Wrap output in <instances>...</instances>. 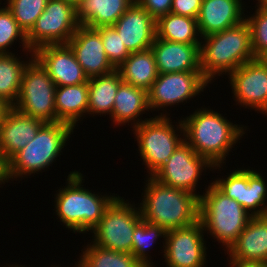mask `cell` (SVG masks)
I'll return each instance as SVG.
<instances>
[{
    "label": "cell",
    "instance_id": "obj_37",
    "mask_svg": "<svg viewBox=\"0 0 267 267\" xmlns=\"http://www.w3.org/2000/svg\"><path fill=\"white\" fill-rule=\"evenodd\" d=\"M202 0H172L171 13L197 19Z\"/></svg>",
    "mask_w": 267,
    "mask_h": 267
},
{
    "label": "cell",
    "instance_id": "obj_13",
    "mask_svg": "<svg viewBox=\"0 0 267 267\" xmlns=\"http://www.w3.org/2000/svg\"><path fill=\"white\" fill-rule=\"evenodd\" d=\"M203 224L200 220L192 225L166 232L162 246L167 267L206 266V243ZM205 264V265H204Z\"/></svg>",
    "mask_w": 267,
    "mask_h": 267
},
{
    "label": "cell",
    "instance_id": "obj_29",
    "mask_svg": "<svg viewBox=\"0 0 267 267\" xmlns=\"http://www.w3.org/2000/svg\"><path fill=\"white\" fill-rule=\"evenodd\" d=\"M77 267H144L131 253L105 249L88 244L82 251Z\"/></svg>",
    "mask_w": 267,
    "mask_h": 267
},
{
    "label": "cell",
    "instance_id": "obj_39",
    "mask_svg": "<svg viewBox=\"0 0 267 267\" xmlns=\"http://www.w3.org/2000/svg\"><path fill=\"white\" fill-rule=\"evenodd\" d=\"M230 267H267L266 262L229 260Z\"/></svg>",
    "mask_w": 267,
    "mask_h": 267
},
{
    "label": "cell",
    "instance_id": "obj_30",
    "mask_svg": "<svg viewBox=\"0 0 267 267\" xmlns=\"http://www.w3.org/2000/svg\"><path fill=\"white\" fill-rule=\"evenodd\" d=\"M259 172L243 169L242 206L251 216L267 215V184ZM251 212V213H250Z\"/></svg>",
    "mask_w": 267,
    "mask_h": 267
},
{
    "label": "cell",
    "instance_id": "obj_44",
    "mask_svg": "<svg viewBox=\"0 0 267 267\" xmlns=\"http://www.w3.org/2000/svg\"><path fill=\"white\" fill-rule=\"evenodd\" d=\"M261 59L267 64V53H265Z\"/></svg>",
    "mask_w": 267,
    "mask_h": 267
},
{
    "label": "cell",
    "instance_id": "obj_8",
    "mask_svg": "<svg viewBox=\"0 0 267 267\" xmlns=\"http://www.w3.org/2000/svg\"><path fill=\"white\" fill-rule=\"evenodd\" d=\"M55 92L56 84L33 58L24 69L21 88L13 108L44 123L57 122Z\"/></svg>",
    "mask_w": 267,
    "mask_h": 267
},
{
    "label": "cell",
    "instance_id": "obj_25",
    "mask_svg": "<svg viewBox=\"0 0 267 267\" xmlns=\"http://www.w3.org/2000/svg\"><path fill=\"white\" fill-rule=\"evenodd\" d=\"M118 70L124 83L147 92L158 77L155 57L151 48L131 53L118 67Z\"/></svg>",
    "mask_w": 267,
    "mask_h": 267
},
{
    "label": "cell",
    "instance_id": "obj_11",
    "mask_svg": "<svg viewBox=\"0 0 267 267\" xmlns=\"http://www.w3.org/2000/svg\"><path fill=\"white\" fill-rule=\"evenodd\" d=\"M206 167L213 169L214 166L184 140L152 177L163 185L186 190L200 198L196 185Z\"/></svg>",
    "mask_w": 267,
    "mask_h": 267
},
{
    "label": "cell",
    "instance_id": "obj_26",
    "mask_svg": "<svg viewBox=\"0 0 267 267\" xmlns=\"http://www.w3.org/2000/svg\"><path fill=\"white\" fill-rule=\"evenodd\" d=\"M123 83L118 69L88 80V114L112 115L114 100L119 86ZM100 113V114H99Z\"/></svg>",
    "mask_w": 267,
    "mask_h": 267
},
{
    "label": "cell",
    "instance_id": "obj_24",
    "mask_svg": "<svg viewBox=\"0 0 267 267\" xmlns=\"http://www.w3.org/2000/svg\"><path fill=\"white\" fill-rule=\"evenodd\" d=\"M88 93V82L56 87L55 109L57 122L69 124L75 129L76 124L79 123L77 121L84 117L85 114L88 115Z\"/></svg>",
    "mask_w": 267,
    "mask_h": 267
},
{
    "label": "cell",
    "instance_id": "obj_35",
    "mask_svg": "<svg viewBox=\"0 0 267 267\" xmlns=\"http://www.w3.org/2000/svg\"><path fill=\"white\" fill-rule=\"evenodd\" d=\"M96 30L101 35L109 61L116 69H118L131 53L126 49L118 32L113 26H103L96 28Z\"/></svg>",
    "mask_w": 267,
    "mask_h": 267
},
{
    "label": "cell",
    "instance_id": "obj_27",
    "mask_svg": "<svg viewBox=\"0 0 267 267\" xmlns=\"http://www.w3.org/2000/svg\"><path fill=\"white\" fill-rule=\"evenodd\" d=\"M197 19L168 13L156 20V36L177 43L201 45Z\"/></svg>",
    "mask_w": 267,
    "mask_h": 267
},
{
    "label": "cell",
    "instance_id": "obj_1",
    "mask_svg": "<svg viewBox=\"0 0 267 267\" xmlns=\"http://www.w3.org/2000/svg\"><path fill=\"white\" fill-rule=\"evenodd\" d=\"M181 121L184 140L214 166L212 170H220L233 145L246 133L242 124H233L222 114L208 108H197Z\"/></svg>",
    "mask_w": 267,
    "mask_h": 267
},
{
    "label": "cell",
    "instance_id": "obj_33",
    "mask_svg": "<svg viewBox=\"0 0 267 267\" xmlns=\"http://www.w3.org/2000/svg\"><path fill=\"white\" fill-rule=\"evenodd\" d=\"M19 37V38H18ZM21 40L23 51L34 54L27 43V35L19 27L17 21L6 6L0 7V53H12L8 48L13 45L15 40Z\"/></svg>",
    "mask_w": 267,
    "mask_h": 267
},
{
    "label": "cell",
    "instance_id": "obj_16",
    "mask_svg": "<svg viewBox=\"0 0 267 267\" xmlns=\"http://www.w3.org/2000/svg\"><path fill=\"white\" fill-rule=\"evenodd\" d=\"M67 45L89 79L116 69L106 55L100 33L94 28L80 25Z\"/></svg>",
    "mask_w": 267,
    "mask_h": 267
},
{
    "label": "cell",
    "instance_id": "obj_4",
    "mask_svg": "<svg viewBox=\"0 0 267 267\" xmlns=\"http://www.w3.org/2000/svg\"><path fill=\"white\" fill-rule=\"evenodd\" d=\"M67 177L65 188L58 189L55 194V215L74 233L91 232L117 196L98 195L84 189L85 187H81L84 176L78 171L70 172Z\"/></svg>",
    "mask_w": 267,
    "mask_h": 267
},
{
    "label": "cell",
    "instance_id": "obj_6",
    "mask_svg": "<svg viewBox=\"0 0 267 267\" xmlns=\"http://www.w3.org/2000/svg\"><path fill=\"white\" fill-rule=\"evenodd\" d=\"M73 130L63 122L45 123L37 135L7 162L8 181L48 168L61 155Z\"/></svg>",
    "mask_w": 267,
    "mask_h": 267
},
{
    "label": "cell",
    "instance_id": "obj_21",
    "mask_svg": "<svg viewBox=\"0 0 267 267\" xmlns=\"http://www.w3.org/2000/svg\"><path fill=\"white\" fill-rule=\"evenodd\" d=\"M226 253L230 260L267 263V215L251 216L245 229Z\"/></svg>",
    "mask_w": 267,
    "mask_h": 267
},
{
    "label": "cell",
    "instance_id": "obj_12",
    "mask_svg": "<svg viewBox=\"0 0 267 267\" xmlns=\"http://www.w3.org/2000/svg\"><path fill=\"white\" fill-rule=\"evenodd\" d=\"M210 82L201 71L158 73L157 79L148 91L150 110L178 105L199 95Z\"/></svg>",
    "mask_w": 267,
    "mask_h": 267
},
{
    "label": "cell",
    "instance_id": "obj_19",
    "mask_svg": "<svg viewBox=\"0 0 267 267\" xmlns=\"http://www.w3.org/2000/svg\"><path fill=\"white\" fill-rule=\"evenodd\" d=\"M45 123L19 113L13 107L7 112L0 126V154L7 163L25 147Z\"/></svg>",
    "mask_w": 267,
    "mask_h": 267
},
{
    "label": "cell",
    "instance_id": "obj_22",
    "mask_svg": "<svg viewBox=\"0 0 267 267\" xmlns=\"http://www.w3.org/2000/svg\"><path fill=\"white\" fill-rule=\"evenodd\" d=\"M149 110L148 92L123 82L118 88L112 115L109 117L117 126H123L126 123L129 125V122H131V125H133L131 128H134L148 120V118L142 120L138 117L145 111L149 112Z\"/></svg>",
    "mask_w": 267,
    "mask_h": 267
},
{
    "label": "cell",
    "instance_id": "obj_9",
    "mask_svg": "<svg viewBox=\"0 0 267 267\" xmlns=\"http://www.w3.org/2000/svg\"><path fill=\"white\" fill-rule=\"evenodd\" d=\"M129 204L119 195L106 208L94 233L93 244L117 252L132 254L135 227L142 221L139 206Z\"/></svg>",
    "mask_w": 267,
    "mask_h": 267
},
{
    "label": "cell",
    "instance_id": "obj_34",
    "mask_svg": "<svg viewBox=\"0 0 267 267\" xmlns=\"http://www.w3.org/2000/svg\"><path fill=\"white\" fill-rule=\"evenodd\" d=\"M252 16L247 15L251 31V45L255 58H261L267 53V10L258 7Z\"/></svg>",
    "mask_w": 267,
    "mask_h": 267
},
{
    "label": "cell",
    "instance_id": "obj_41",
    "mask_svg": "<svg viewBox=\"0 0 267 267\" xmlns=\"http://www.w3.org/2000/svg\"><path fill=\"white\" fill-rule=\"evenodd\" d=\"M11 108L12 107L7 102H5L2 98H0V126L2 125L7 112Z\"/></svg>",
    "mask_w": 267,
    "mask_h": 267
},
{
    "label": "cell",
    "instance_id": "obj_23",
    "mask_svg": "<svg viewBox=\"0 0 267 267\" xmlns=\"http://www.w3.org/2000/svg\"><path fill=\"white\" fill-rule=\"evenodd\" d=\"M135 0H81L76 6L78 23L89 28L113 26Z\"/></svg>",
    "mask_w": 267,
    "mask_h": 267
},
{
    "label": "cell",
    "instance_id": "obj_18",
    "mask_svg": "<svg viewBox=\"0 0 267 267\" xmlns=\"http://www.w3.org/2000/svg\"><path fill=\"white\" fill-rule=\"evenodd\" d=\"M151 50L160 74L201 71L200 45L172 42L156 36Z\"/></svg>",
    "mask_w": 267,
    "mask_h": 267
},
{
    "label": "cell",
    "instance_id": "obj_5",
    "mask_svg": "<svg viewBox=\"0 0 267 267\" xmlns=\"http://www.w3.org/2000/svg\"><path fill=\"white\" fill-rule=\"evenodd\" d=\"M251 215L236 200L222 193L213 183L199 198V220L204 231L228 249L245 229Z\"/></svg>",
    "mask_w": 267,
    "mask_h": 267
},
{
    "label": "cell",
    "instance_id": "obj_2",
    "mask_svg": "<svg viewBox=\"0 0 267 267\" xmlns=\"http://www.w3.org/2000/svg\"><path fill=\"white\" fill-rule=\"evenodd\" d=\"M140 203L142 220L166 232L199 220V198L186 190L163 185L148 176Z\"/></svg>",
    "mask_w": 267,
    "mask_h": 267
},
{
    "label": "cell",
    "instance_id": "obj_3",
    "mask_svg": "<svg viewBox=\"0 0 267 267\" xmlns=\"http://www.w3.org/2000/svg\"><path fill=\"white\" fill-rule=\"evenodd\" d=\"M201 39L200 69L210 83L216 75H229L244 63L255 59L251 31L246 20Z\"/></svg>",
    "mask_w": 267,
    "mask_h": 267
},
{
    "label": "cell",
    "instance_id": "obj_42",
    "mask_svg": "<svg viewBox=\"0 0 267 267\" xmlns=\"http://www.w3.org/2000/svg\"><path fill=\"white\" fill-rule=\"evenodd\" d=\"M257 7H260L261 9L267 10V0H257Z\"/></svg>",
    "mask_w": 267,
    "mask_h": 267
},
{
    "label": "cell",
    "instance_id": "obj_36",
    "mask_svg": "<svg viewBox=\"0 0 267 267\" xmlns=\"http://www.w3.org/2000/svg\"><path fill=\"white\" fill-rule=\"evenodd\" d=\"M222 193L242 205L243 168L231 172L226 178H217L212 182Z\"/></svg>",
    "mask_w": 267,
    "mask_h": 267
},
{
    "label": "cell",
    "instance_id": "obj_28",
    "mask_svg": "<svg viewBox=\"0 0 267 267\" xmlns=\"http://www.w3.org/2000/svg\"><path fill=\"white\" fill-rule=\"evenodd\" d=\"M21 61L13 53H0V98L11 107L17 102L25 67L34 58Z\"/></svg>",
    "mask_w": 267,
    "mask_h": 267
},
{
    "label": "cell",
    "instance_id": "obj_45",
    "mask_svg": "<svg viewBox=\"0 0 267 267\" xmlns=\"http://www.w3.org/2000/svg\"><path fill=\"white\" fill-rule=\"evenodd\" d=\"M8 266L9 267H25V265H23V266L22 265H20V266H18V265H15V266L14 265H8Z\"/></svg>",
    "mask_w": 267,
    "mask_h": 267
},
{
    "label": "cell",
    "instance_id": "obj_7",
    "mask_svg": "<svg viewBox=\"0 0 267 267\" xmlns=\"http://www.w3.org/2000/svg\"><path fill=\"white\" fill-rule=\"evenodd\" d=\"M170 121L172 120L167 113H161L155 118L151 117L143 121L132 130L149 176H152L184 141V127L181 119L178 121L179 125H176L177 128ZM177 130L180 131V135L176 133Z\"/></svg>",
    "mask_w": 267,
    "mask_h": 267
},
{
    "label": "cell",
    "instance_id": "obj_20",
    "mask_svg": "<svg viewBox=\"0 0 267 267\" xmlns=\"http://www.w3.org/2000/svg\"><path fill=\"white\" fill-rule=\"evenodd\" d=\"M243 5L242 0H202L197 17L200 37L222 32L244 21Z\"/></svg>",
    "mask_w": 267,
    "mask_h": 267
},
{
    "label": "cell",
    "instance_id": "obj_10",
    "mask_svg": "<svg viewBox=\"0 0 267 267\" xmlns=\"http://www.w3.org/2000/svg\"><path fill=\"white\" fill-rule=\"evenodd\" d=\"M79 26L74 5L64 0H49L27 34V43L33 52L44 45L67 44Z\"/></svg>",
    "mask_w": 267,
    "mask_h": 267
},
{
    "label": "cell",
    "instance_id": "obj_15",
    "mask_svg": "<svg viewBox=\"0 0 267 267\" xmlns=\"http://www.w3.org/2000/svg\"><path fill=\"white\" fill-rule=\"evenodd\" d=\"M33 53L56 87L88 82L89 78L67 44L44 45Z\"/></svg>",
    "mask_w": 267,
    "mask_h": 267
},
{
    "label": "cell",
    "instance_id": "obj_43",
    "mask_svg": "<svg viewBox=\"0 0 267 267\" xmlns=\"http://www.w3.org/2000/svg\"><path fill=\"white\" fill-rule=\"evenodd\" d=\"M64 1L71 3L75 7L81 2V0H64Z\"/></svg>",
    "mask_w": 267,
    "mask_h": 267
},
{
    "label": "cell",
    "instance_id": "obj_14",
    "mask_svg": "<svg viewBox=\"0 0 267 267\" xmlns=\"http://www.w3.org/2000/svg\"><path fill=\"white\" fill-rule=\"evenodd\" d=\"M228 77L238 105L267 115V64L261 58L244 63Z\"/></svg>",
    "mask_w": 267,
    "mask_h": 267
},
{
    "label": "cell",
    "instance_id": "obj_40",
    "mask_svg": "<svg viewBox=\"0 0 267 267\" xmlns=\"http://www.w3.org/2000/svg\"><path fill=\"white\" fill-rule=\"evenodd\" d=\"M8 182L7 179V163L3 160L0 154V185Z\"/></svg>",
    "mask_w": 267,
    "mask_h": 267
},
{
    "label": "cell",
    "instance_id": "obj_38",
    "mask_svg": "<svg viewBox=\"0 0 267 267\" xmlns=\"http://www.w3.org/2000/svg\"><path fill=\"white\" fill-rule=\"evenodd\" d=\"M155 20L171 12L172 0H135Z\"/></svg>",
    "mask_w": 267,
    "mask_h": 267
},
{
    "label": "cell",
    "instance_id": "obj_32",
    "mask_svg": "<svg viewBox=\"0 0 267 267\" xmlns=\"http://www.w3.org/2000/svg\"><path fill=\"white\" fill-rule=\"evenodd\" d=\"M49 0H6V7L12 13L19 27L27 35L37 18L43 13Z\"/></svg>",
    "mask_w": 267,
    "mask_h": 267
},
{
    "label": "cell",
    "instance_id": "obj_17",
    "mask_svg": "<svg viewBox=\"0 0 267 267\" xmlns=\"http://www.w3.org/2000/svg\"><path fill=\"white\" fill-rule=\"evenodd\" d=\"M113 27L130 53L150 49L156 37V20L136 1Z\"/></svg>",
    "mask_w": 267,
    "mask_h": 267
},
{
    "label": "cell",
    "instance_id": "obj_31",
    "mask_svg": "<svg viewBox=\"0 0 267 267\" xmlns=\"http://www.w3.org/2000/svg\"><path fill=\"white\" fill-rule=\"evenodd\" d=\"M159 237H166V231L160 226L141 221L134 229L132 239V255L144 266L153 267L149 250ZM148 251V252H147Z\"/></svg>",
    "mask_w": 267,
    "mask_h": 267
}]
</instances>
